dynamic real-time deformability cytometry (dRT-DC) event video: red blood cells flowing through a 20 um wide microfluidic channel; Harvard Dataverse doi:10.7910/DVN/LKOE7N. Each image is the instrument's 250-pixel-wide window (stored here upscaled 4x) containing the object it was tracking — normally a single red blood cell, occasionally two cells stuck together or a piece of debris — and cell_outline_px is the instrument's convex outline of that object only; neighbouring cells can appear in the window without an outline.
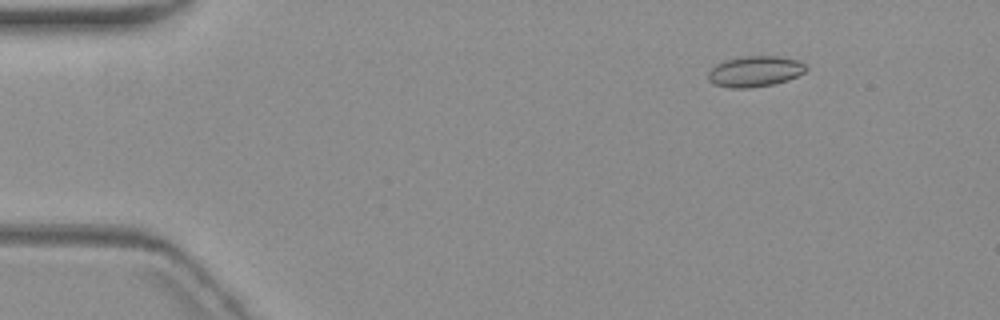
{"species": "common noctule bat (a hibernating species)", "species_latin": "Nyctalus noctula", "temperature_condition": "warm", "stored_images_in_passage": 5, "camera_frame_rate_fps": 3000, "um_per_image_px": 0.085, "animal": {"sex": "female", "body_mass_g": 19.3, "forearm_length_mm": 54.1}, "frame": {"image": 1, "passage_image": 2, "time_ms": 1.333, "image_size_px": [1000, 320], "cell_outline_px": [[808, 68], [804, 72], [788, 80], [772, 84], [748, 88], [728, 88], [716, 84], [708, 80], [708, 72], [716, 64], [728, 60], [744, 56], [776, 56], [800, 60]], "centroid_in_image_um": [64.18, 6.07], "position_along_channel_um": 20.8, "area_um2": 17.4}}
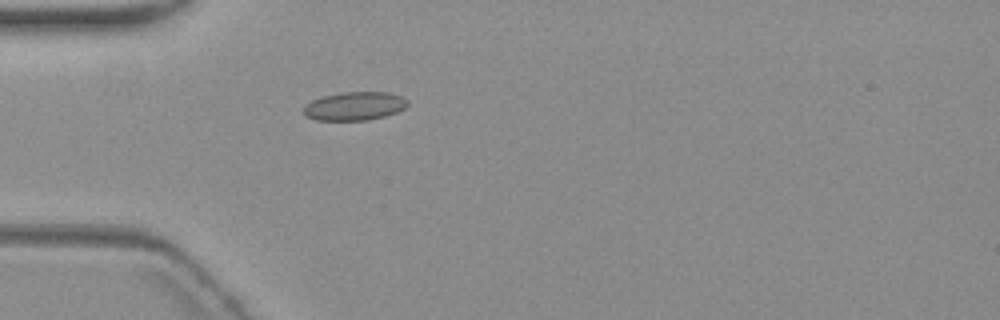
{"frame": {"image": 2, "passage_image": 5, "time_ms": 4.667, "image_size_px": [1000, 320], "cell_outline_px": [[408, 104], [404, 108], [396, 112], [384, 116], [368, 120], [316, 120], [308, 116], [304, 112], [304, 104], [312, 100], [324, 96], [344, 92], [388, 92], [400, 96], [408, 100]], "centroid_in_image_um": [30.14, 9.01], "position_along_channel_um": 54.9, "area_um2": 17.11}}